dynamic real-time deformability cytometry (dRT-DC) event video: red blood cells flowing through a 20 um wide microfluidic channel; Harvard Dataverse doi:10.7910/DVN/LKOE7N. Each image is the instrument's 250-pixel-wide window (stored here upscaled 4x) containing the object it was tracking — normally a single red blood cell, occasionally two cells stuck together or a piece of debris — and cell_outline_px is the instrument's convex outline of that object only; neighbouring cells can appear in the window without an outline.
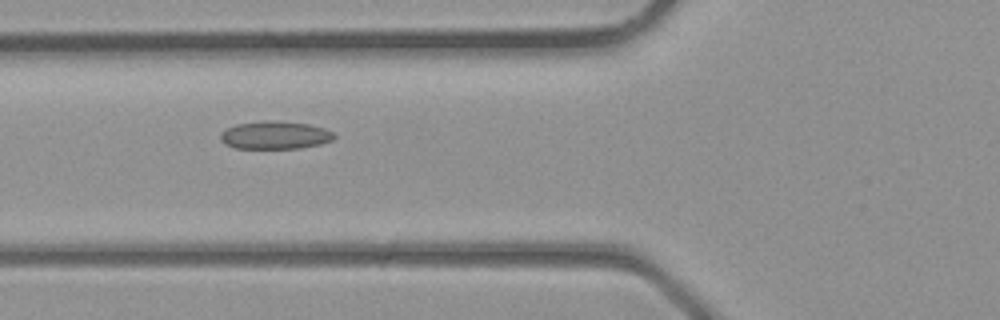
{"species": "common noctule bat (a hibernating species)", "species_latin": "Nyctalus noctula", "temperature_condition": "room temperature", "stored_images_in_passage": 37, "camera_frame_rate_fps": 3000, "um_per_image_px": 0.085, "animal": {"sex": "male", "body_mass_g": 23.1, "forearm_length_mm": 52.7}, "frame": {"image": 1, "passage_image": 13, "time_ms": 4.0, "image_size_px": [1000, 320], "cell_outline_px": [[336, 136], [332, 140], [320, 144], [300, 148], [232, 148], [224, 144], [220, 140], [220, 132], [236, 124], [268, 120], [276, 120], [308, 124], [324, 128], [332, 132]], "centroid_in_image_um": [23.35, 11.49], "position_along_channel_um": 102.5, "area_um2": 18.55}}
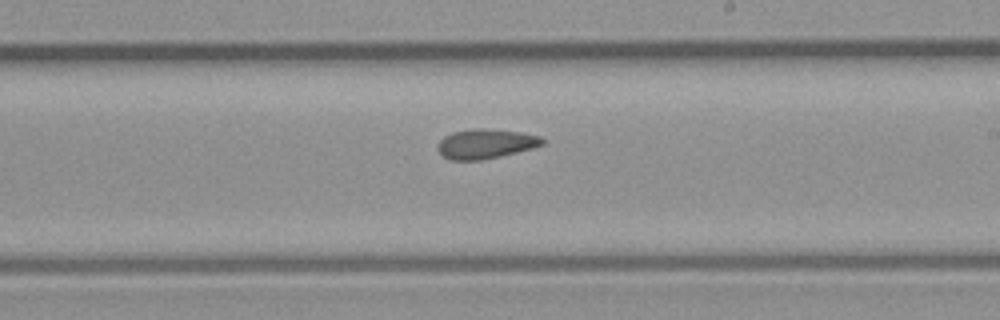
{"frame": {"image": 2, "passage_image": 21, "time_ms": 6.667, "image_size_px": [1000, 320], "cell_outline_px": [[544, 144], [532, 148], [500, 156], [480, 160], [448, 160], [436, 148], [436, 144], [444, 136], [452, 132], [476, 128], [484, 128], [520, 132], [540, 136], [544, 140]], "centroid_in_image_um": [41.24, 12.22], "position_along_channel_um": 247.8, "area_um2": 18.03}}
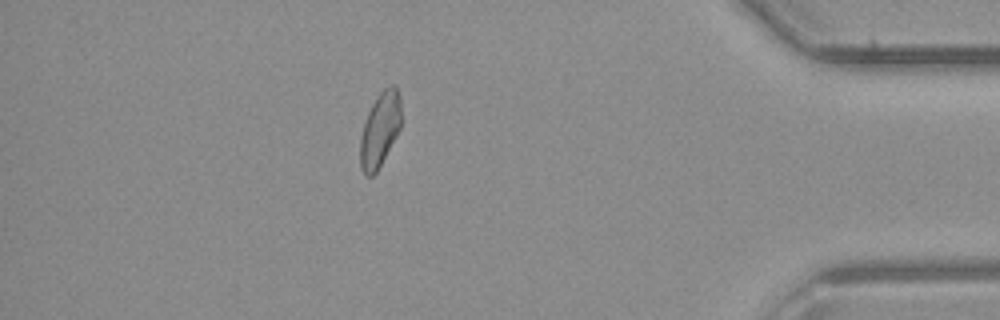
{"frame": {"image": 3, "passage_image": 32, "time_ms": 10.333, "image_size_px": [1000, 320], "cell_outline_px": [[400, 128], [396, 136], [376, 172], [372, 176], [368, 176], [360, 168], [360, 136], [368, 112], [376, 96], [384, 88], [392, 84], [396, 84], [400, 96]], "centroid_in_image_um": [32.29, 10.98], "position_along_channel_um": 402.9, "area_um2": 17.63}}